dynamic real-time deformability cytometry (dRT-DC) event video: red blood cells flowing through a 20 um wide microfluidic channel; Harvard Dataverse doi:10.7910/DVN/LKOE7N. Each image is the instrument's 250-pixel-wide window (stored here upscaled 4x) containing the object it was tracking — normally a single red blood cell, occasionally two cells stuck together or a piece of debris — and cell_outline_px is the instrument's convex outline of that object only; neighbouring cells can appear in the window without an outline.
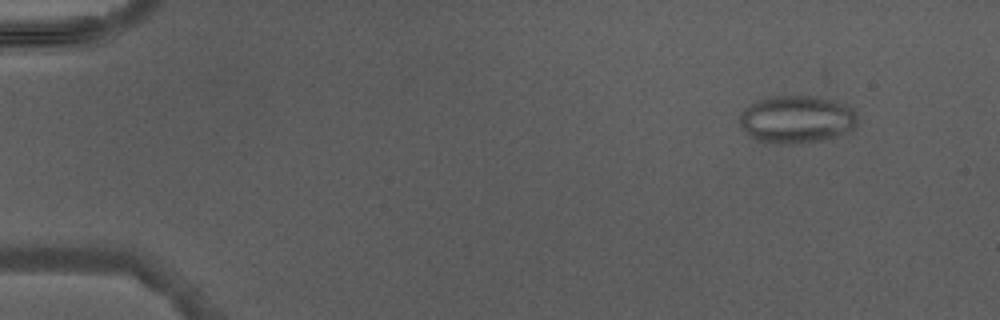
{"species": "Egyptian fruit bat (a non-hibernating species)", "species_latin": "Rousettus aegyptiacus", "temperature_condition": "warm", "stored_images_in_passage": 5, "camera_frame_rate_fps": 3000, "um_per_image_px": 0.085, "animal": {"sex": "male"}, "frame": {"image": 1, "passage_image": 2, "time_ms": 1.333, "image_size_px": [1000, 320], "cell_outline_px": [[856, 124], [852, 132], [820, 140], [792, 144], [776, 144], [756, 140], [740, 124], [740, 116], [752, 104], [772, 96], [816, 96], [848, 104], [852, 108], [856, 116]], "centroid_in_image_um": [67.79, 10.15], "position_along_channel_um": 17.2, "area_um2": 32.37}}